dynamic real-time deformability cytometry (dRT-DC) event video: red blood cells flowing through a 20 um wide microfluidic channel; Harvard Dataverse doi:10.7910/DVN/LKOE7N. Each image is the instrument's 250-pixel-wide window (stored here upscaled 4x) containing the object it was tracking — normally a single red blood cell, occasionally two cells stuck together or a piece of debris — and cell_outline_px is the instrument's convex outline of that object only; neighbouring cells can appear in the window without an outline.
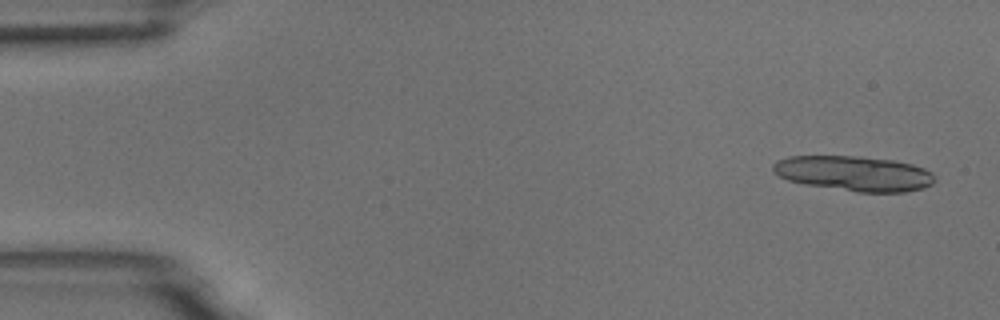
{"species": "common noctule bat (a hibernating species)", "species_latin": "Nyctalus noctula", "temperature_condition": "room temperature", "stored_images_in_passage": 6, "camera_frame_rate_fps": 3000, "um_per_image_px": 0.085, "animal": {"sex": "male", "body_mass_g": 18.8}, "frame": {"image": 1, "passage_image": 1, "time_ms": 0.0, "image_size_px": [1000, 320], "cell_outline_px": [[936, 180], [932, 184], [924, 188], [904, 192], [856, 192], [804, 184], [788, 180], [780, 176], [772, 168], [772, 164], [776, 160], [788, 156], [860, 156], [892, 160], [912, 164], [924, 168], [932, 172], [936, 176]], "centroid_in_image_um": [72.62, 14.74], "position_along_channel_um": 12.4, "area_um2": 33.23}}